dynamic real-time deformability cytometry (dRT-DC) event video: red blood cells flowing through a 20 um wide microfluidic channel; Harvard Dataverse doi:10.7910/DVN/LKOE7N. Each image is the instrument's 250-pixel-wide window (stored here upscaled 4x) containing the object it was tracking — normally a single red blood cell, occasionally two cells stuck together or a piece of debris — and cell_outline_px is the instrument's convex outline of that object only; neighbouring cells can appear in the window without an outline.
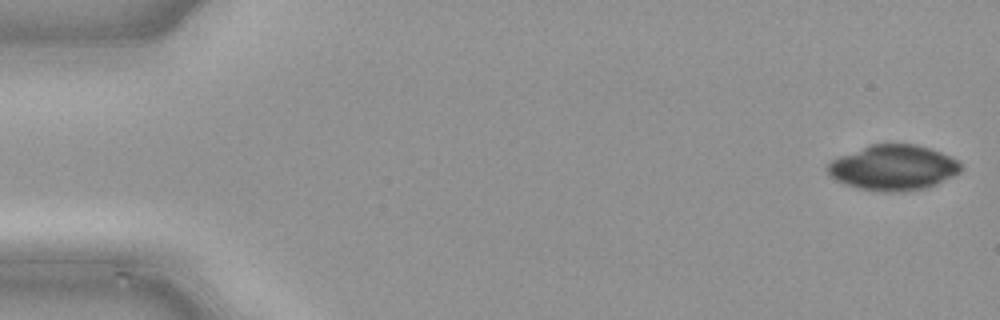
{"species": "common noctule bat (a hibernating species)", "species_latin": "Nyctalus noctula", "temperature_condition": "cold", "stored_images_in_passage": 47, "camera_frame_rate_fps": 3000, "um_per_image_px": 0.085, "animal": {"sex": "male", "body_mass_g": 21.5, "forearm_length_mm": 52.0}, "frame": {"image": 1, "passage_image": 1, "time_ms": 0.0, "image_size_px": [1000, 320], "cell_outline_px": [[964, 168], [960, 172], [936, 184], [924, 188], [888, 192], [860, 188], [844, 184], [828, 176], [828, 164], [832, 160], [840, 156], [868, 144], [912, 144], [928, 148], [952, 156]], "centroid_in_image_um": [75.92, 14.24], "position_along_channel_um": 9.1, "area_um2": 34.85}}
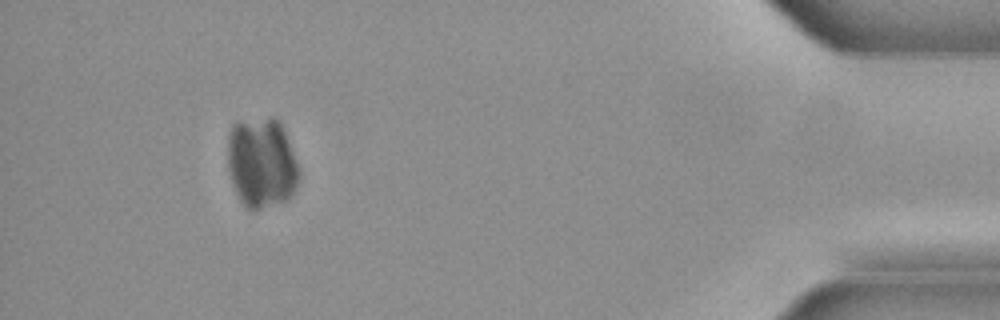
{"frame": {"image": 2, "passage_image": 44, "time_ms": 14.333, "image_size_px": [1000, 320], "cell_outline_px": [[300, 176], [296, 188], [288, 200], [252, 212], [240, 200], [232, 184], [228, 168], [228, 136], [232, 124], [236, 120], [268, 116], [272, 116], [280, 124], [284, 132], [300, 172]], "centroid_in_image_um": [22.21, 13.84], "position_along_channel_um": 413.0, "area_um2": 37.97}}